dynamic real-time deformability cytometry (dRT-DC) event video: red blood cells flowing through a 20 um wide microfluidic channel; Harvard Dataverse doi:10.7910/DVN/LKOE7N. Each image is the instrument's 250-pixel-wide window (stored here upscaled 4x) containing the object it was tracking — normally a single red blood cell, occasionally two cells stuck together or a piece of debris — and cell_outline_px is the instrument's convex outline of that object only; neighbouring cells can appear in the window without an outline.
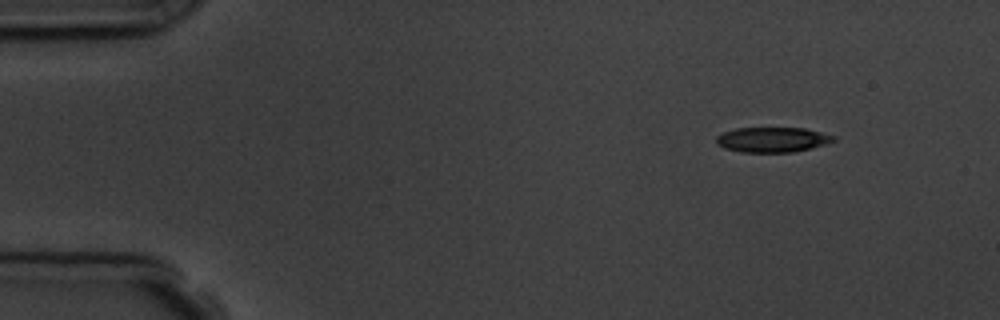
{"species": "common noctule bat (a hibernating species)", "species_latin": "Nyctalus noctula", "temperature_condition": "room temperature", "stored_images_in_passage": 4, "camera_frame_rate_fps": 3000, "um_per_image_px": 0.085, "animal": {"sex": "male", "body_mass_g": 19.5, "forearm_length_mm": 54.6}, "frame": {"image": 1, "passage_image": 1, "time_ms": 0.0, "image_size_px": [1000, 320], "cell_outline_px": [[836, 140], [812, 148], [792, 152], [740, 152], [724, 148], [716, 144], [716, 136], [724, 132], [736, 128], [804, 128], [836, 136]], "centroid_in_image_um": [65.64, 11.87], "position_along_channel_um": 19.4, "area_um2": 17.11}}
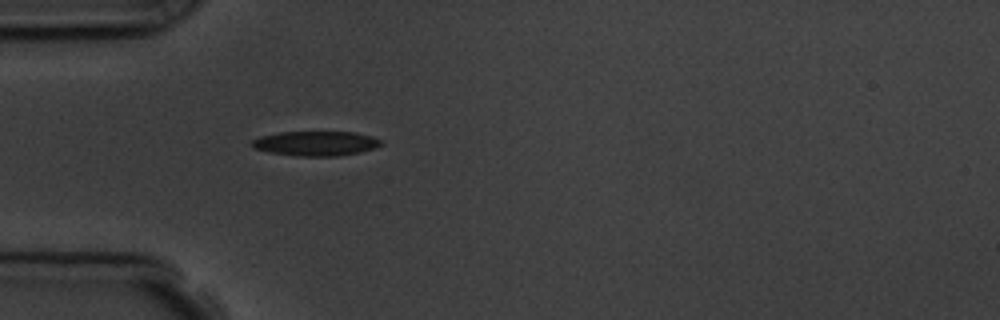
{"frame": {"image": 2, "passage_image": 4, "time_ms": 3.333, "image_size_px": [1000, 320], "cell_outline_px": [[384, 144], [376, 148], [360, 152], [336, 156], [296, 156], [268, 152], [252, 148], [252, 140], [260, 136], [280, 132], [356, 132], [372, 136], [380, 140]], "centroid_in_image_um": [26.85, 12.19], "position_along_channel_um": 58.1, "area_um2": 18.67}}